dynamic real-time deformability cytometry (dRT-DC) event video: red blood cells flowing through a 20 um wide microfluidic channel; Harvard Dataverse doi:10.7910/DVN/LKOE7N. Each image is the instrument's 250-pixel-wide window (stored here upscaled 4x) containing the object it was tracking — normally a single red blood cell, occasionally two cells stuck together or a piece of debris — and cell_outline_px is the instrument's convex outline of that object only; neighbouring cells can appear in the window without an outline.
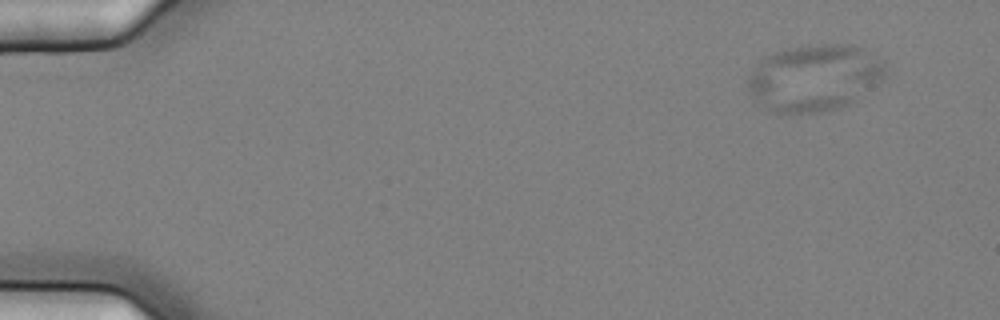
{"species": "common noctule bat (a hibernating species)", "species_latin": "Nyctalus noctula", "temperature_condition": "cold", "stored_images_in_passage": 4, "camera_frame_rate_fps": 3000, "um_per_image_px": 0.085, "animal": {"sex": "female", "body_mass_g": 25.1}, "frame": {"image": 1, "passage_image": 1, "time_ms": 0.0, "image_size_px": [1000, 320], "cell_outline_px": [[888, 76], [856, 100], [848, 104], [836, 108], [816, 112], [776, 112], [764, 108], [752, 100], [748, 92], [748, 76], [764, 56], [784, 48], [812, 44], [852, 44], [880, 56], [884, 60], [888, 72]], "centroid_in_image_um": [69.25, 6.58], "position_along_channel_um": 15.7, "area_um2": 54.16}}
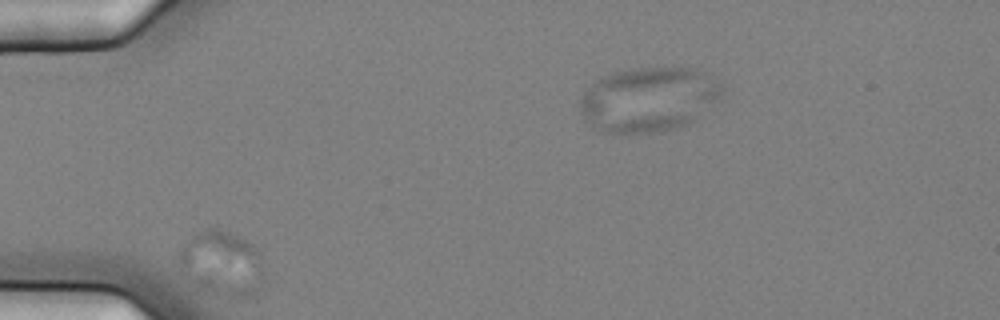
{"frame": {"image": 2, "passage_image": 2, "time_ms": 0.333, "image_size_px": [1000, 320], "cell_outline_px": [[260, 288], [252, 292], [236, 296], [232, 296], [216, 292], [204, 288], [180, 272], [180, 252], [200, 232], [208, 228], [216, 228], [240, 236], [252, 244], [260, 252]], "centroid_in_image_um": [18.87, 22.33], "position_along_channel_um": 66.1, "area_um2": 30.17}}